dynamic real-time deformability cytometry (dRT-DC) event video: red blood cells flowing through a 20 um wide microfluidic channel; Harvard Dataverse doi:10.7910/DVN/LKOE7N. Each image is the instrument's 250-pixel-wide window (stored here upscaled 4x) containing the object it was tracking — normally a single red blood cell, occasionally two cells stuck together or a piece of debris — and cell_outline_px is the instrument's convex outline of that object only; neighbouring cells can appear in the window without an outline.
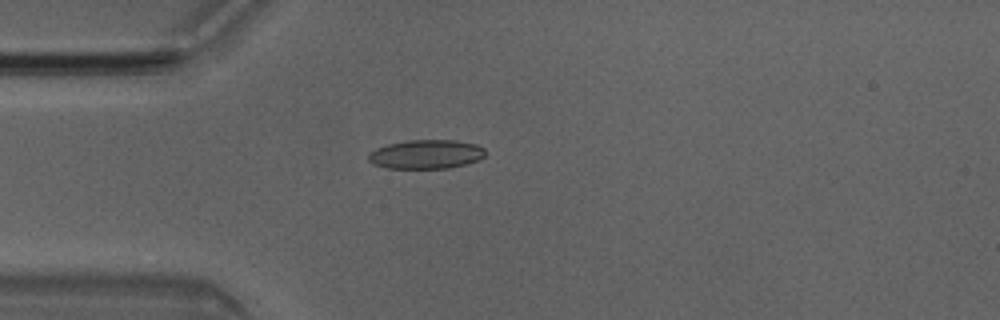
{"species": "Egyptian fruit bat (a non-hibernating species)", "species_latin": "Rousettus aegyptiacus", "temperature_condition": "room temperature", "stored_images_in_passage": 4, "camera_frame_rate_fps": 3000, "um_per_image_px": 0.085, "animal": {"sex": "male"}, "frame": {"image": 1, "passage_image": 3, "time_ms": 0.667, "image_size_px": [1000, 320], "cell_outline_px": [[484, 156], [480, 160], [448, 168], [388, 168], [372, 164], [368, 160], [368, 152], [376, 148], [388, 144], [408, 140], [456, 140], [476, 144], [484, 148]], "centroid_in_image_um": [36.2, 13.11], "position_along_channel_um": 48.8, "area_um2": 19.83}}